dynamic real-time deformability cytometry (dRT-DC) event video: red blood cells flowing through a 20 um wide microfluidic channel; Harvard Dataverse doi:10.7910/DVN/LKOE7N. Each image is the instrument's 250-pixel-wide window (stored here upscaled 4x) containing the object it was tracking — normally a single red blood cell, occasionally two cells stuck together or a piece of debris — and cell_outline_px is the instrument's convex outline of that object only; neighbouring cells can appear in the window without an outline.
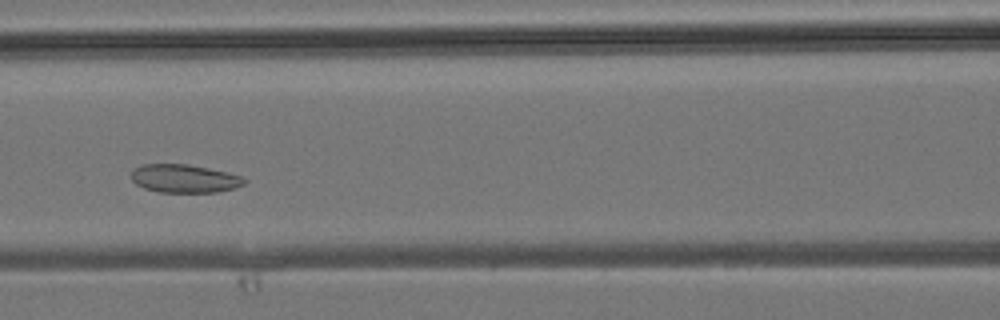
{"species": "common noctule bat (a hibernating species)", "species_latin": "Nyctalus noctula", "temperature_condition": "room temperature", "stored_images_in_passage": 38, "camera_frame_rate_fps": 3000, "um_per_image_px": 0.085, "animal": {"sex": "male", "body_mass_g": 19.2, "forearm_length_mm": 51.8}, "frame": {"image": 1, "passage_image": 14, "time_ms": 4.333, "image_size_px": [1000, 320], "cell_outline_px": [[248, 180], [244, 184], [232, 188], [216, 192], [160, 192], [144, 188], [136, 184], [132, 180], [132, 168], [144, 164], [188, 164], [228, 172], [240, 176]], "centroid_in_image_um": [15.65, 15.17], "position_along_channel_um": 150.9, "area_um2": 18.55}}
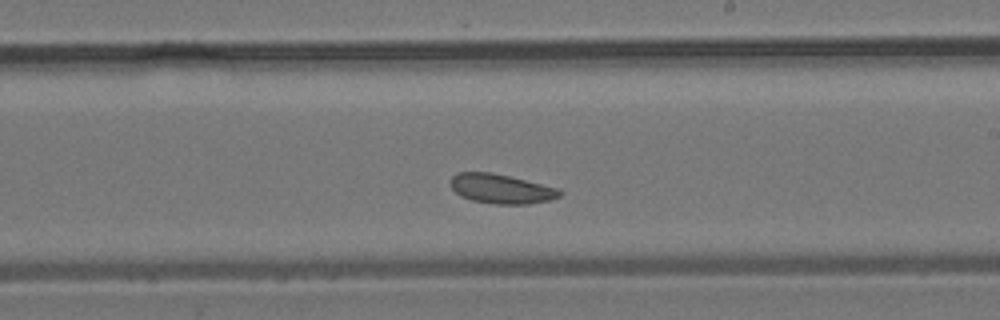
{"frame": {"image": 2, "passage_image": 20, "time_ms": 6.333, "image_size_px": [1000, 320], "cell_outline_px": [[564, 192], [560, 196], [548, 200], [528, 204], [496, 204], [472, 200], [460, 196], [452, 188], [452, 176], [456, 172], [492, 172], [560, 188]], "centroid_in_image_um": [42.63, 16.04], "position_along_channel_um": 246.4, "area_um2": 18.73}}
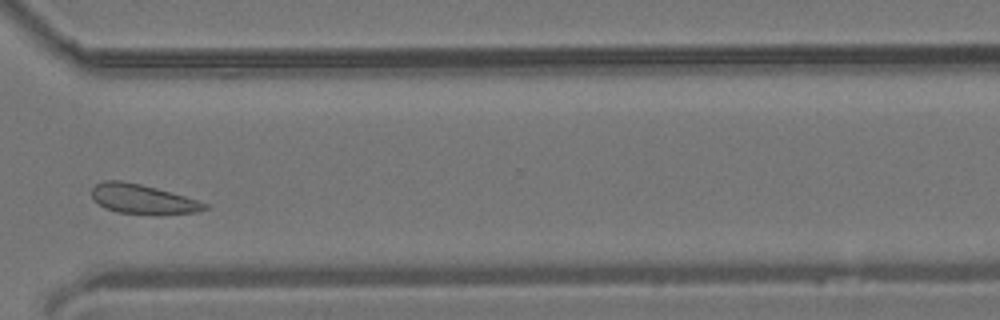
{"frame": {"image": 3, "passage_image": 27, "time_ms": 8.667, "image_size_px": [1000, 320], "cell_outline_px": [[208, 208], [200, 212], [160, 216], [116, 212], [104, 208], [92, 196], [92, 188], [96, 184], [104, 180], [124, 180], [156, 188], [184, 196], [208, 204]], "centroid_in_image_um": [12.16, 16.95], "position_along_channel_um": 358.4, "area_um2": 19.77}}